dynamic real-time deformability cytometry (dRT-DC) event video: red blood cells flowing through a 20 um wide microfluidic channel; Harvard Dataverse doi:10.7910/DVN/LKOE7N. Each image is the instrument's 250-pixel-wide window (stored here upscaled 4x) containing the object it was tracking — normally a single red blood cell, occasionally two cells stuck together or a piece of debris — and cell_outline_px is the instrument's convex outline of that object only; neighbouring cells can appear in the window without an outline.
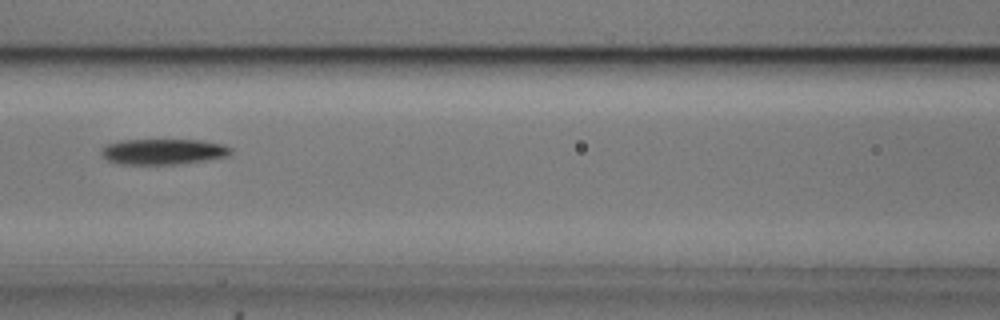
{"species": "common noctule bat (a hibernating species)", "species_latin": "Nyctalus noctula", "temperature_condition": "cold", "stored_images_in_passage": 7, "camera_frame_rate_fps": 3000, "um_per_image_px": 0.085, "animal": {"sex": "male", "body_mass_g": 20.5, "forearm_length_mm": 52.5}, "frame": {"image": 1, "passage_image": 7, "time_ms": 2.0, "image_size_px": [1000, 320], "cell_outline_px": [[232, 152], [228, 156], [180, 164], [120, 164], [108, 160], [100, 152], [100, 148], [108, 144], [120, 140], [200, 140], [224, 144], [232, 148]], "centroid_in_image_um": [13.88, 12.88], "position_along_channel_um": 152.7, "area_um2": 19.36}}